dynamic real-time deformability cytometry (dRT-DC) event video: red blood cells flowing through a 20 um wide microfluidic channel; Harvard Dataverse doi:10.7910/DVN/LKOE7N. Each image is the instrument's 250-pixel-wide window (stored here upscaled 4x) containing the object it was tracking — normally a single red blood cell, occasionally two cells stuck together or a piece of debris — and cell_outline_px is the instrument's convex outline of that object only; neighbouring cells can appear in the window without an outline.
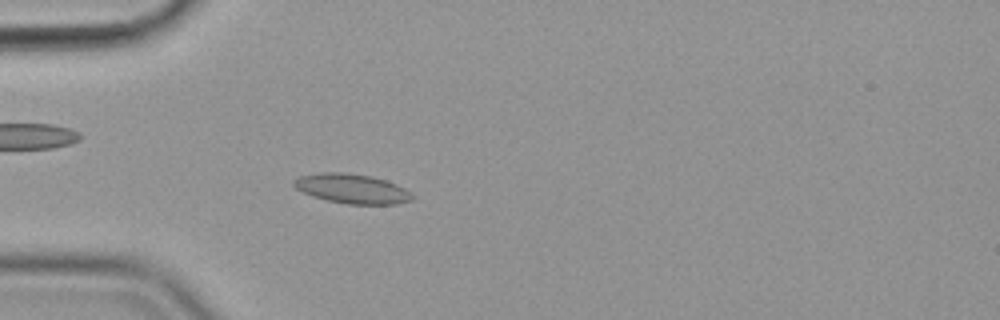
{"species": "common noctule bat (a hibernating species)", "species_latin": "Nyctalus noctula", "temperature_condition": "cold", "stored_images_in_passage": 57, "camera_frame_rate_fps": 3000, "um_per_image_px": 0.085, "animal": {"sex": "female", "body_mass_g": 19.9}, "frame": {"image": 1, "passage_image": 17, "time_ms": 5.333, "image_size_px": [1000, 320], "cell_outline_px": [[416, 196], [412, 200], [396, 204], [348, 204], [328, 200], [312, 196], [296, 188], [292, 184], [292, 180], [300, 176], [320, 172], [344, 172], [372, 176], [396, 184], [412, 192]], "centroid_in_image_um": [29.94, 16.03], "position_along_channel_um": 55.1, "area_um2": 20.46}}
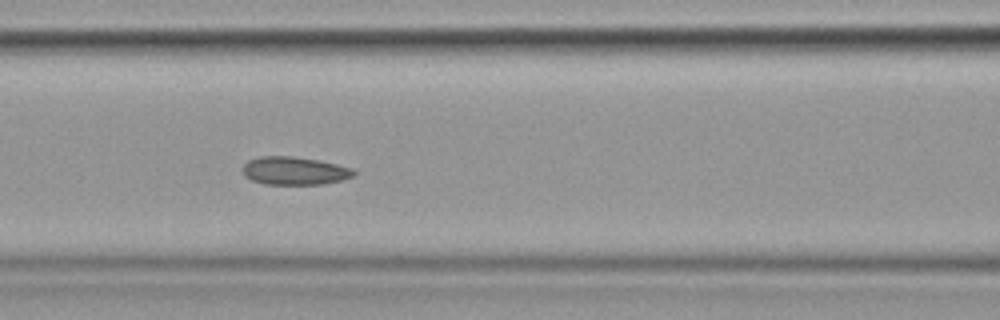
{"frame": {"image": 2, "passage_image": 25, "time_ms": 8.0, "image_size_px": [1000, 320], "cell_outline_px": [[356, 172], [352, 176], [340, 180], [320, 184], [264, 184], [252, 180], [244, 176], [240, 168], [248, 160], [260, 156], [292, 156], [320, 160], [352, 168]], "centroid_in_image_um": [24.97, 14.51], "position_along_channel_um": 141.6, "area_um2": 18.21}}
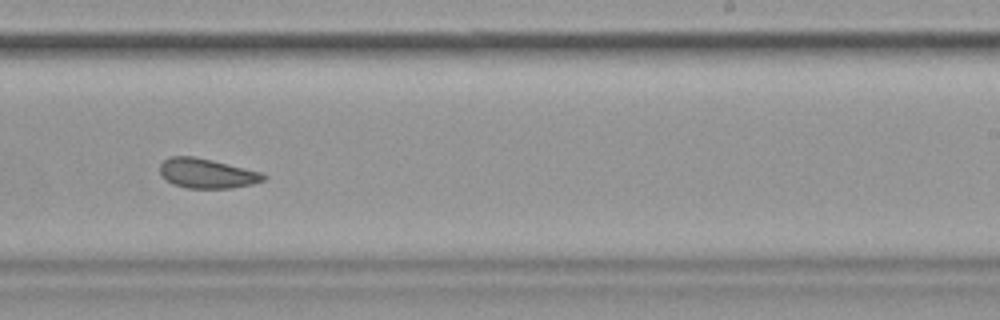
{"frame": {"image": 3, "passage_image": 36, "time_ms": 11.667, "image_size_px": [1000, 320], "cell_outline_px": [[268, 176], [264, 180], [252, 184], [232, 188], [188, 188], [172, 184], [160, 176], [160, 164], [164, 160], [172, 156], [192, 156], [212, 160], [260, 172]], "centroid_in_image_um": [17.56, 14.74], "position_along_channel_um": 271.4, "area_um2": 17.86}, "authors_computed_cell_mechanics": {"area_um2": 19.8254, "velocity_mm_per_s": 3.551, "shape_relaxation_time_tau1_ms": null, "shape_relaxation_time_tau2_ms": 2.752, "deformation_change_tau1": null, "deformation_change_tau2": 0.0742}}